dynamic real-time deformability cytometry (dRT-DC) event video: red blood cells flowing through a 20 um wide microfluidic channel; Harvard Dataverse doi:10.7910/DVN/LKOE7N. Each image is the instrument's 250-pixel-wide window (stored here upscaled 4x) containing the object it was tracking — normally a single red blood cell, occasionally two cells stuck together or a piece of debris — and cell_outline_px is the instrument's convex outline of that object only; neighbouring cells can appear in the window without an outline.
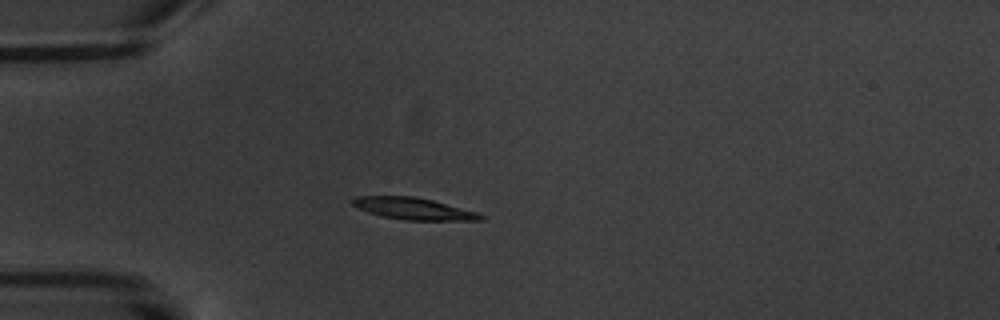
{"species": "common noctule bat (a hibernating species)", "species_latin": "Nyctalus noctula", "temperature_condition": "warm", "stored_images_in_passage": 16, "camera_frame_rate_fps": 3000, "um_per_image_px": 0.085, "animal": {"sex": "male", "body_mass_g": 20.1, "forearm_length_mm": 53.5}, "frame": {"image": 1, "passage_image": 4, "time_ms": 4.667, "image_size_px": [1000, 320], "cell_outline_px": [[484, 220], [404, 220], [380, 216], [368, 212], [352, 204], [352, 200], [356, 196], [416, 196], [432, 200], [476, 212], [484, 216]], "centroid_in_image_um": [35.13, 17.73], "position_along_channel_um": 49.9, "area_um2": 16.13}}
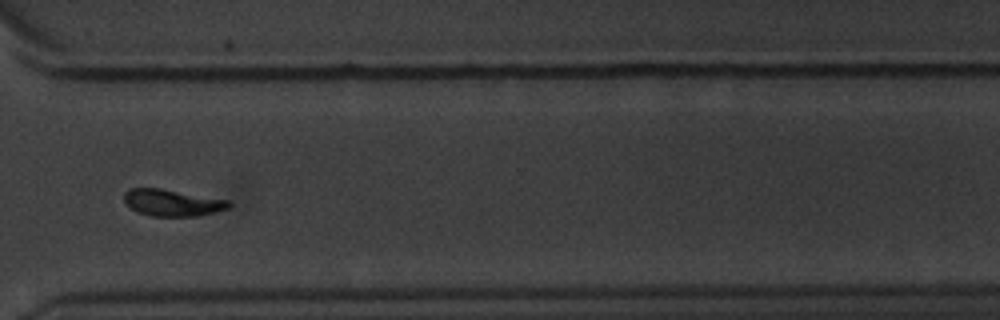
{"frame": {"image": 2, "passage_image": 12, "time_ms": 14.0, "image_size_px": [1000, 320], "cell_outline_px": [[232, 204], [228, 208], [196, 216], [152, 216], [136, 212], [124, 200], [124, 192], [132, 188], [160, 188], [228, 200]], "centroid_in_image_um": [14.62, 17.23], "position_along_channel_um": 356.0, "area_um2": 16.07}}
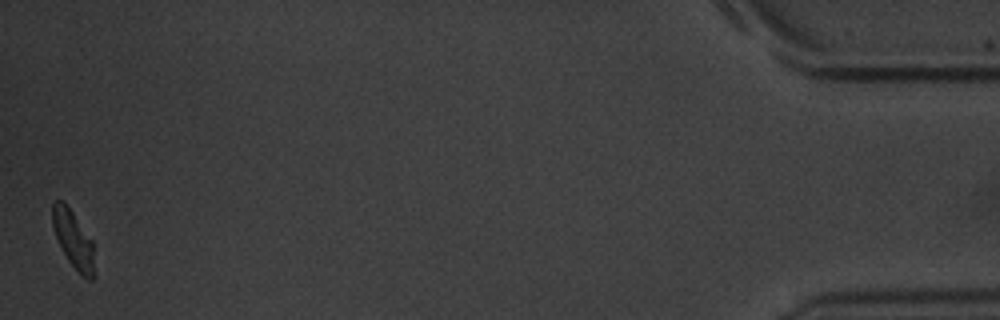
{"frame": {"image": 3, "passage_image": 16, "time_ms": 18.667, "image_size_px": [1000, 320], "cell_outline_px": [[96, 276], [92, 280], [88, 280], [80, 276], [68, 260], [56, 236], [52, 224], [52, 204], [56, 200], [60, 200], [72, 212], [92, 240]], "centroid_in_image_um": [6.27, 20.44], "position_along_channel_um": 428.9, "area_um2": 13.99}, "authors_computed_cell_mechanics": {"area_um2": 16.1551, "velocity_mm_per_s": 3.4324, "shape_relaxation_time_tau1_ms": 1.814, "shape_relaxation_time_tau2_ms": 2.6057, "deformation_change_tau1": 0.1312, "deformation_change_tau2": 0.0627}}